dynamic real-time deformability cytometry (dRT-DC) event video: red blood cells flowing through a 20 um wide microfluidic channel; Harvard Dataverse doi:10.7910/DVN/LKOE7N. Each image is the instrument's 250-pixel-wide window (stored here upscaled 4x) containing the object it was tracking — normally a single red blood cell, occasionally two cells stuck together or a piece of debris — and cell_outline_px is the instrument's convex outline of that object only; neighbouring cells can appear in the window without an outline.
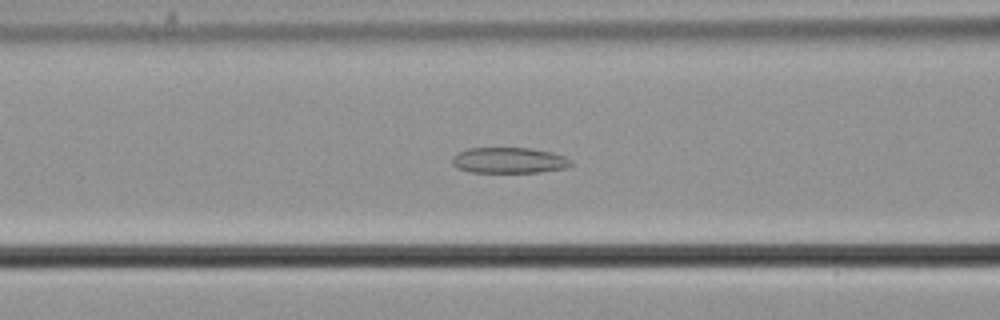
{"species": "common noctule bat (a hibernating species)", "species_latin": "Nyctalus noctula", "temperature_condition": "cold", "stored_images_in_passage": 57, "camera_frame_rate_fps": 3000, "um_per_image_px": 0.085, "animal": {"sex": "male", "body_mass_g": 21.5, "forearm_length_mm": 52.0}, "frame": {"image": 1, "passage_image": 23, "time_ms": 7.333, "image_size_px": [1000, 320], "cell_outline_px": [[572, 164], [568, 168], [540, 172], [472, 172], [456, 168], [452, 164], [452, 156], [456, 152], [468, 148], [532, 148], [552, 152], [564, 156], [572, 160]], "centroid_in_image_um": [43.26, 13.62], "position_along_channel_um": 123.3, "area_um2": 18.09}}
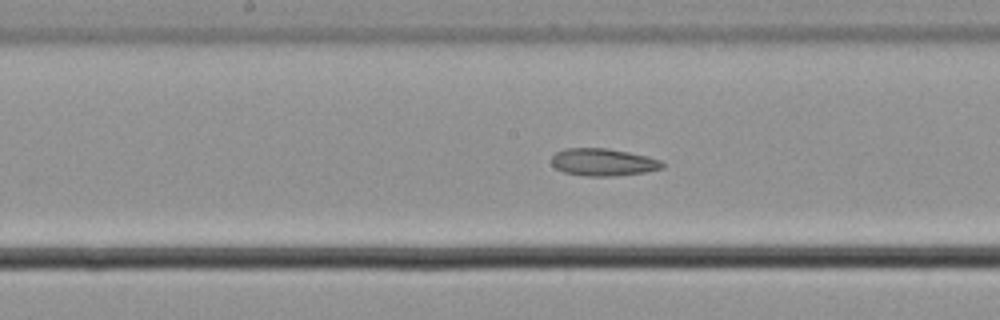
{"frame": {"image": 2, "passage_image": 29, "time_ms": 9.333, "image_size_px": [1000, 320], "cell_outline_px": [[664, 168], [644, 172], [612, 176], [588, 176], [564, 172], [556, 168], [552, 164], [552, 156], [556, 152], [564, 148], [608, 148], [648, 156], [660, 160], [664, 164]], "centroid_in_image_um": [51.27, 13.77], "position_along_channel_um": 196.9, "area_um2": 17.63}}
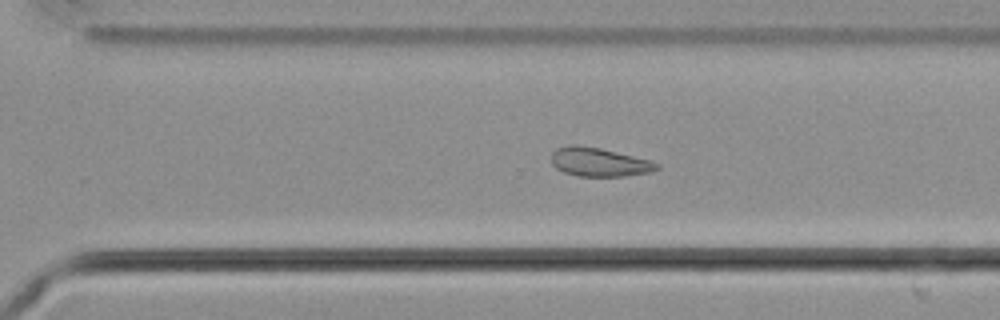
{"frame": {"image": 3, "passage_image": 39, "time_ms": 12.667, "image_size_px": [1000, 320], "cell_outline_px": [[660, 168], [652, 172], [624, 176], [576, 176], [564, 172], [556, 168], [552, 164], [552, 152], [556, 148], [568, 144], [576, 144], [600, 148], [648, 160], [660, 164]], "centroid_in_image_um": [50.9, 13.77], "position_along_channel_um": 319.7, "area_um2": 17.69}, "authors_computed_cell_mechanics": {"area_um2": 21.2126, "velocity_mm_per_s": 3.6805, "shape_relaxation_time_tau1_ms": null, "shape_relaxation_time_tau2_ms": 6.5695, "deformation_change_tau1": null, "deformation_change_tau2": 0.1194}}